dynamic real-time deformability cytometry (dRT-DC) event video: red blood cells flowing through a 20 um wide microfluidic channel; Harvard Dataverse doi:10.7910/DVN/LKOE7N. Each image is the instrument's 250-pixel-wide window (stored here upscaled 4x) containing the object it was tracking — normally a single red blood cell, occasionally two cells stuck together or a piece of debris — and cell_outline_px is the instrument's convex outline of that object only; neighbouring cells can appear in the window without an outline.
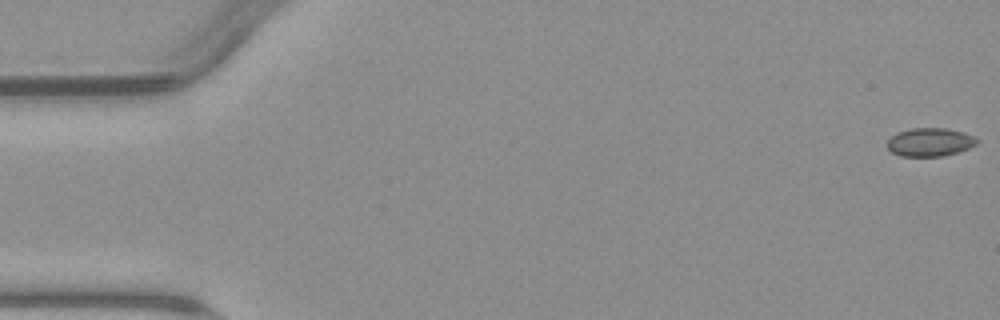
{"species": "common noctule bat (a hibernating species)", "species_latin": "Nyctalus noctula", "temperature_condition": "warm", "stored_images_in_passage": 5, "camera_frame_rate_fps": 3000, "um_per_image_px": 0.085, "animal": {"sex": "male", "body_mass_g": 23.1, "forearm_length_mm": 52.7}, "frame": {"image": 1, "passage_image": 1, "time_ms": 0.0, "image_size_px": [1000, 320], "cell_outline_px": [[980, 140], [976, 144], [968, 148], [956, 152], [940, 156], [900, 156], [892, 152], [888, 148], [888, 140], [892, 136], [900, 132], [912, 128], [944, 128], [964, 132], [976, 136]], "centroid_in_image_um": [79.08, 12.07], "position_along_channel_um": 5.9, "area_um2": 14.68}}
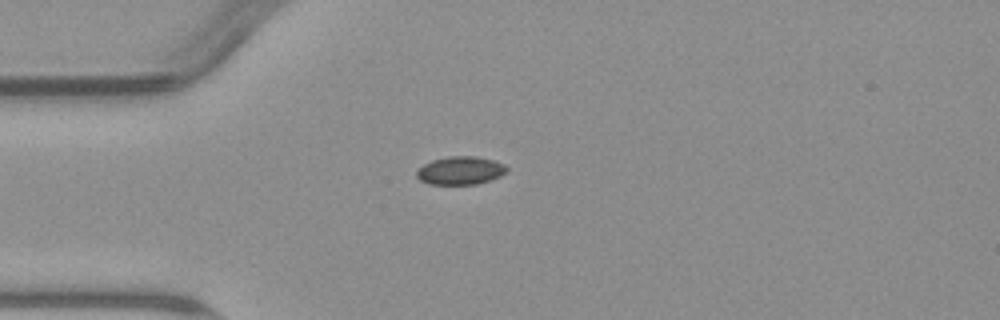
{"frame": {"image": 2, "passage_image": 5, "time_ms": 4.667, "image_size_px": [1000, 320], "cell_outline_px": [[508, 172], [500, 176], [476, 184], [428, 184], [420, 180], [416, 176], [416, 172], [424, 164], [432, 160], [448, 156], [476, 156], [492, 160], [504, 164], [508, 168]], "centroid_in_image_um": [39.13, 14.49], "position_along_channel_um": 45.9, "area_um2": 14.74}}